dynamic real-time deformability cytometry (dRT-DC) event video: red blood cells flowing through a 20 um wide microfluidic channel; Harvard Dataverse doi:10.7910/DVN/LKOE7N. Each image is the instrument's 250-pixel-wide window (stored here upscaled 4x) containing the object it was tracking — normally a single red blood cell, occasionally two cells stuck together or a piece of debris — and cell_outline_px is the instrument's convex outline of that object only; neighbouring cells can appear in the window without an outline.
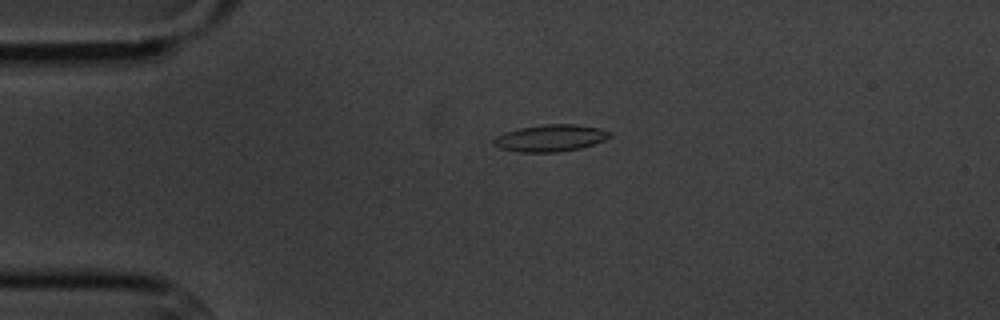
{"species": "common noctule bat (a hibernating species)", "species_latin": "Nyctalus noctula", "temperature_condition": "cold", "stored_images_in_passage": 2, "camera_frame_rate_fps": 3000, "um_per_image_px": 0.085, "animal": {"sex": "male", "body_mass_g": 20.1, "forearm_length_mm": 53.5}, "frame": {"image": 1, "passage_image": 1, "time_ms": 0.0, "image_size_px": [1000, 320], "cell_outline_px": [[612, 136], [604, 140], [580, 148], [556, 152], [520, 152], [500, 148], [492, 144], [492, 140], [496, 136], [504, 132], [520, 128], [544, 124], [576, 124], [600, 128], [612, 132]], "centroid_in_image_um": [46.78, 11.73], "position_along_channel_um": 38.2, "area_um2": 18.21}}